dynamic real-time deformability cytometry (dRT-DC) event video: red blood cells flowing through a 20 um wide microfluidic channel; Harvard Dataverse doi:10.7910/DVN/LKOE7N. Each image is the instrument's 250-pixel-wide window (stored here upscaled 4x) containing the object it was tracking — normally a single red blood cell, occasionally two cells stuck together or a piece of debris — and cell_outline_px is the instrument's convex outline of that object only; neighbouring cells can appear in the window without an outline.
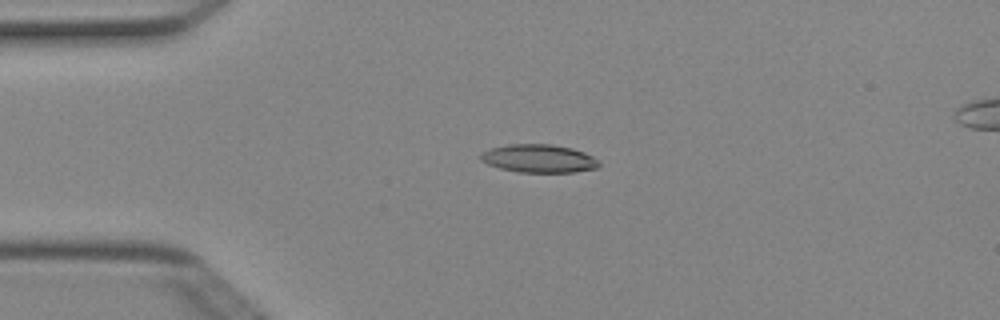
{"species": "Egyptian fruit bat (a non-hibernating species)", "species_latin": "Rousettus aegyptiacus", "temperature_condition": "cold", "stored_images_in_passage": 7, "camera_frame_rate_fps": 3000, "um_per_image_px": 0.085, "animal": {"sex": "female"}, "frame": {"image": 1, "passage_image": 3, "time_ms": 0.667, "image_size_px": [1000, 320], "cell_outline_px": [[600, 164], [596, 168], [572, 172], [516, 172], [500, 168], [488, 164], [480, 160], [480, 156], [484, 152], [492, 148], [508, 144], [552, 144], [572, 148], [584, 152], [600, 160]], "centroid_in_image_um": [45.82, 13.47], "position_along_channel_um": 39.2, "area_um2": 19.36}}
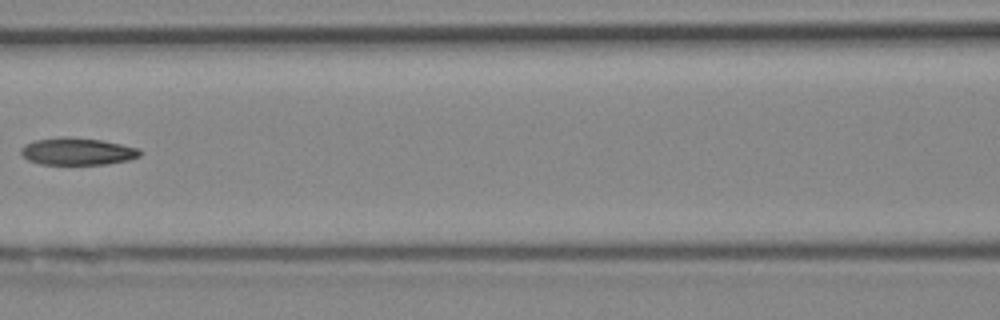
{"frame": {"image": 2, "passage_image": 6, "time_ms": 1.667, "image_size_px": [1000, 320], "cell_outline_px": [[140, 156], [128, 160], [108, 164], [40, 164], [28, 160], [20, 152], [20, 148], [24, 144], [36, 140], [64, 136], [68, 136], [100, 140], [140, 148]], "centroid_in_image_um": [6.56, 12.87], "position_along_channel_um": 160.0, "area_um2": 18.84}}
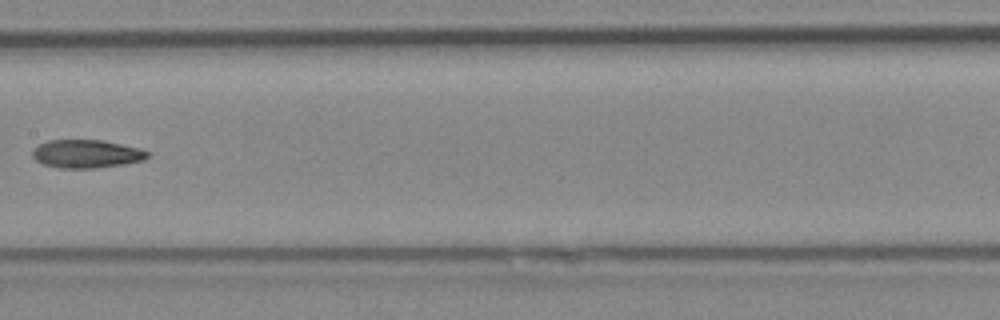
{"frame": {"image": 3, "passage_image": 7, "time_ms": 2.0, "image_size_px": [1000, 320], "cell_outline_px": [[148, 156], [144, 160], [124, 164], [92, 168], [60, 168], [44, 164], [36, 160], [32, 156], [32, 148], [48, 140], [100, 140], [120, 144], [136, 148], [148, 152]], "centroid_in_image_um": [7.3, 13.08], "position_along_channel_um": 200.1, "area_um2": 18.67}}